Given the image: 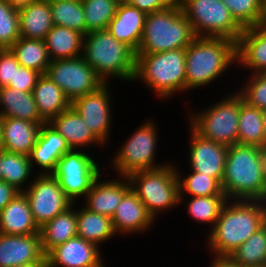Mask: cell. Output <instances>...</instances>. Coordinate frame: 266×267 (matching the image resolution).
Returning <instances> with one entry per match:
<instances>
[{"instance_id":"f907efd6","label":"cell","mask_w":266,"mask_h":267,"mask_svg":"<svg viewBox=\"0 0 266 267\" xmlns=\"http://www.w3.org/2000/svg\"><path fill=\"white\" fill-rule=\"evenodd\" d=\"M17 267H47V263H34L24 266H17Z\"/></svg>"},{"instance_id":"bcb514c9","label":"cell","mask_w":266,"mask_h":267,"mask_svg":"<svg viewBox=\"0 0 266 267\" xmlns=\"http://www.w3.org/2000/svg\"><path fill=\"white\" fill-rule=\"evenodd\" d=\"M18 193L12 185L0 181V210H2Z\"/></svg>"},{"instance_id":"4316f807","label":"cell","mask_w":266,"mask_h":267,"mask_svg":"<svg viewBox=\"0 0 266 267\" xmlns=\"http://www.w3.org/2000/svg\"><path fill=\"white\" fill-rule=\"evenodd\" d=\"M0 116L46 123L40 117L32 92H22L7 86L0 88Z\"/></svg>"},{"instance_id":"db71d44e","label":"cell","mask_w":266,"mask_h":267,"mask_svg":"<svg viewBox=\"0 0 266 267\" xmlns=\"http://www.w3.org/2000/svg\"><path fill=\"white\" fill-rule=\"evenodd\" d=\"M263 225L266 227V200H264V221H263Z\"/></svg>"},{"instance_id":"4dcf8cb0","label":"cell","mask_w":266,"mask_h":267,"mask_svg":"<svg viewBox=\"0 0 266 267\" xmlns=\"http://www.w3.org/2000/svg\"><path fill=\"white\" fill-rule=\"evenodd\" d=\"M115 235L110 217L92 212L83 206L77 209V236L100 247L102 242H107Z\"/></svg>"},{"instance_id":"7bdbcfd3","label":"cell","mask_w":266,"mask_h":267,"mask_svg":"<svg viewBox=\"0 0 266 267\" xmlns=\"http://www.w3.org/2000/svg\"><path fill=\"white\" fill-rule=\"evenodd\" d=\"M19 66L20 64L10 48L0 49V88L13 82L15 69H18Z\"/></svg>"},{"instance_id":"83f0119b","label":"cell","mask_w":266,"mask_h":267,"mask_svg":"<svg viewBox=\"0 0 266 267\" xmlns=\"http://www.w3.org/2000/svg\"><path fill=\"white\" fill-rule=\"evenodd\" d=\"M75 204L40 227L41 247L45 255L57 245L77 236Z\"/></svg>"},{"instance_id":"2e32d148","label":"cell","mask_w":266,"mask_h":267,"mask_svg":"<svg viewBox=\"0 0 266 267\" xmlns=\"http://www.w3.org/2000/svg\"><path fill=\"white\" fill-rule=\"evenodd\" d=\"M100 250L96 244L75 236L45 255L47 267H97L104 262Z\"/></svg>"},{"instance_id":"f6af8a7d","label":"cell","mask_w":266,"mask_h":267,"mask_svg":"<svg viewBox=\"0 0 266 267\" xmlns=\"http://www.w3.org/2000/svg\"><path fill=\"white\" fill-rule=\"evenodd\" d=\"M123 2L137 7L146 14L175 6L177 0H122Z\"/></svg>"},{"instance_id":"3957f363","label":"cell","mask_w":266,"mask_h":267,"mask_svg":"<svg viewBox=\"0 0 266 267\" xmlns=\"http://www.w3.org/2000/svg\"><path fill=\"white\" fill-rule=\"evenodd\" d=\"M235 63L236 42L221 37L197 36L186 47V91L210 85Z\"/></svg>"},{"instance_id":"9c48e42d","label":"cell","mask_w":266,"mask_h":267,"mask_svg":"<svg viewBox=\"0 0 266 267\" xmlns=\"http://www.w3.org/2000/svg\"><path fill=\"white\" fill-rule=\"evenodd\" d=\"M179 5L196 36L221 37L237 43L243 32L221 0H180Z\"/></svg>"},{"instance_id":"f35d334b","label":"cell","mask_w":266,"mask_h":267,"mask_svg":"<svg viewBox=\"0 0 266 267\" xmlns=\"http://www.w3.org/2000/svg\"><path fill=\"white\" fill-rule=\"evenodd\" d=\"M187 201V212L189 215L199 223H209L211 225L210 231L214 228V225L219 218L223 205L228 200L226 195H212V196H200L190 197Z\"/></svg>"},{"instance_id":"cb8c5ba5","label":"cell","mask_w":266,"mask_h":267,"mask_svg":"<svg viewBox=\"0 0 266 267\" xmlns=\"http://www.w3.org/2000/svg\"><path fill=\"white\" fill-rule=\"evenodd\" d=\"M0 233L6 235L40 233V228L33 219L29 201L23 192L18 193L0 210Z\"/></svg>"},{"instance_id":"f1b7e54d","label":"cell","mask_w":266,"mask_h":267,"mask_svg":"<svg viewBox=\"0 0 266 267\" xmlns=\"http://www.w3.org/2000/svg\"><path fill=\"white\" fill-rule=\"evenodd\" d=\"M20 37L44 40L54 26L50 1L37 0L19 11Z\"/></svg>"},{"instance_id":"8fae6325","label":"cell","mask_w":266,"mask_h":267,"mask_svg":"<svg viewBox=\"0 0 266 267\" xmlns=\"http://www.w3.org/2000/svg\"><path fill=\"white\" fill-rule=\"evenodd\" d=\"M85 149H71L58 161L52 175L58 180L65 195L73 202L85 197L101 175L97 161Z\"/></svg>"},{"instance_id":"c3c4849f","label":"cell","mask_w":266,"mask_h":267,"mask_svg":"<svg viewBox=\"0 0 266 267\" xmlns=\"http://www.w3.org/2000/svg\"><path fill=\"white\" fill-rule=\"evenodd\" d=\"M7 1L14 10L19 12L20 10L27 8L37 0H7Z\"/></svg>"},{"instance_id":"74e56055","label":"cell","mask_w":266,"mask_h":267,"mask_svg":"<svg viewBox=\"0 0 266 267\" xmlns=\"http://www.w3.org/2000/svg\"><path fill=\"white\" fill-rule=\"evenodd\" d=\"M230 257L241 267L266 264V227H260Z\"/></svg>"},{"instance_id":"d6986e66","label":"cell","mask_w":266,"mask_h":267,"mask_svg":"<svg viewBox=\"0 0 266 267\" xmlns=\"http://www.w3.org/2000/svg\"><path fill=\"white\" fill-rule=\"evenodd\" d=\"M100 177L83 198L86 200L85 208L112 218L123 196L131 189V184L127 176H118L120 180L115 178L105 181L100 180Z\"/></svg>"},{"instance_id":"8992f818","label":"cell","mask_w":266,"mask_h":267,"mask_svg":"<svg viewBox=\"0 0 266 267\" xmlns=\"http://www.w3.org/2000/svg\"><path fill=\"white\" fill-rule=\"evenodd\" d=\"M196 37L178 2L175 6L146 15L137 53H158L186 48Z\"/></svg>"},{"instance_id":"680465c9","label":"cell","mask_w":266,"mask_h":267,"mask_svg":"<svg viewBox=\"0 0 266 267\" xmlns=\"http://www.w3.org/2000/svg\"><path fill=\"white\" fill-rule=\"evenodd\" d=\"M106 265L104 263H101L99 266L97 267H105Z\"/></svg>"},{"instance_id":"603a6c76","label":"cell","mask_w":266,"mask_h":267,"mask_svg":"<svg viewBox=\"0 0 266 267\" xmlns=\"http://www.w3.org/2000/svg\"><path fill=\"white\" fill-rule=\"evenodd\" d=\"M27 120L2 117L3 150L29 156L37 142L41 125Z\"/></svg>"},{"instance_id":"60d3db41","label":"cell","mask_w":266,"mask_h":267,"mask_svg":"<svg viewBox=\"0 0 266 267\" xmlns=\"http://www.w3.org/2000/svg\"><path fill=\"white\" fill-rule=\"evenodd\" d=\"M19 38V12L7 0H0V49L10 48Z\"/></svg>"},{"instance_id":"7c38bea8","label":"cell","mask_w":266,"mask_h":267,"mask_svg":"<svg viewBox=\"0 0 266 267\" xmlns=\"http://www.w3.org/2000/svg\"><path fill=\"white\" fill-rule=\"evenodd\" d=\"M45 75L62 89L70 102L104 84L82 56L51 61Z\"/></svg>"},{"instance_id":"5b68a950","label":"cell","mask_w":266,"mask_h":267,"mask_svg":"<svg viewBox=\"0 0 266 267\" xmlns=\"http://www.w3.org/2000/svg\"><path fill=\"white\" fill-rule=\"evenodd\" d=\"M186 48L158 53H136L134 81H142L158 98L186 92Z\"/></svg>"},{"instance_id":"e0dca14e","label":"cell","mask_w":266,"mask_h":267,"mask_svg":"<svg viewBox=\"0 0 266 267\" xmlns=\"http://www.w3.org/2000/svg\"><path fill=\"white\" fill-rule=\"evenodd\" d=\"M47 263L41 247V236L0 233V267H17Z\"/></svg>"},{"instance_id":"11a10c76","label":"cell","mask_w":266,"mask_h":267,"mask_svg":"<svg viewBox=\"0 0 266 267\" xmlns=\"http://www.w3.org/2000/svg\"><path fill=\"white\" fill-rule=\"evenodd\" d=\"M0 168H1V151H0ZM2 171H1V169H0V181H2Z\"/></svg>"},{"instance_id":"7dc6e473","label":"cell","mask_w":266,"mask_h":267,"mask_svg":"<svg viewBox=\"0 0 266 267\" xmlns=\"http://www.w3.org/2000/svg\"><path fill=\"white\" fill-rule=\"evenodd\" d=\"M210 267H241L230 256H213Z\"/></svg>"},{"instance_id":"30bf717a","label":"cell","mask_w":266,"mask_h":267,"mask_svg":"<svg viewBox=\"0 0 266 267\" xmlns=\"http://www.w3.org/2000/svg\"><path fill=\"white\" fill-rule=\"evenodd\" d=\"M151 120V121H150ZM148 119L133 131L132 135L124 141L118 152L112 157L111 166L115 176H129L131 173L160 168L167 163L158 165L155 162L157 150V125L155 120ZM153 122V123H152ZM155 162V163H154Z\"/></svg>"},{"instance_id":"ffe728a7","label":"cell","mask_w":266,"mask_h":267,"mask_svg":"<svg viewBox=\"0 0 266 267\" xmlns=\"http://www.w3.org/2000/svg\"><path fill=\"white\" fill-rule=\"evenodd\" d=\"M71 150L66 140L49 123L41 125L37 142L29 155L32 168L38 165L39 174H52L57 161ZM35 163V164H34Z\"/></svg>"},{"instance_id":"5bb4252c","label":"cell","mask_w":266,"mask_h":267,"mask_svg":"<svg viewBox=\"0 0 266 267\" xmlns=\"http://www.w3.org/2000/svg\"><path fill=\"white\" fill-rule=\"evenodd\" d=\"M109 85V83L103 84L95 92L75 98L71 102L72 108L83 118L87 127L105 145L110 140L112 127L111 99L113 98Z\"/></svg>"},{"instance_id":"d6a6232c","label":"cell","mask_w":266,"mask_h":267,"mask_svg":"<svg viewBox=\"0 0 266 267\" xmlns=\"http://www.w3.org/2000/svg\"><path fill=\"white\" fill-rule=\"evenodd\" d=\"M20 66L45 74L51 60L44 40L20 37L11 47Z\"/></svg>"},{"instance_id":"681fc988","label":"cell","mask_w":266,"mask_h":267,"mask_svg":"<svg viewBox=\"0 0 266 267\" xmlns=\"http://www.w3.org/2000/svg\"><path fill=\"white\" fill-rule=\"evenodd\" d=\"M259 26L266 28V0H263V14Z\"/></svg>"},{"instance_id":"4fadbf2b","label":"cell","mask_w":266,"mask_h":267,"mask_svg":"<svg viewBox=\"0 0 266 267\" xmlns=\"http://www.w3.org/2000/svg\"><path fill=\"white\" fill-rule=\"evenodd\" d=\"M36 175L23 193L29 201L33 219L40 228L64 212L73 202L65 195L52 174Z\"/></svg>"},{"instance_id":"6f0895ef","label":"cell","mask_w":266,"mask_h":267,"mask_svg":"<svg viewBox=\"0 0 266 267\" xmlns=\"http://www.w3.org/2000/svg\"><path fill=\"white\" fill-rule=\"evenodd\" d=\"M249 267H266V264H263V265H254V266H249Z\"/></svg>"},{"instance_id":"9a60e30c","label":"cell","mask_w":266,"mask_h":267,"mask_svg":"<svg viewBox=\"0 0 266 267\" xmlns=\"http://www.w3.org/2000/svg\"><path fill=\"white\" fill-rule=\"evenodd\" d=\"M189 128L191 133L189 134L191 136L189 138L190 149H188L190 171L209 175L222 183L228 146L205 139L191 127Z\"/></svg>"},{"instance_id":"ab89813d","label":"cell","mask_w":266,"mask_h":267,"mask_svg":"<svg viewBox=\"0 0 266 267\" xmlns=\"http://www.w3.org/2000/svg\"><path fill=\"white\" fill-rule=\"evenodd\" d=\"M235 21L244 29L258 26L263 14V0H221Z\"/></svg>"},{"instance_id":"52a82bcc","label":"cell","mask_w":266,"mask_h":267,"mask_svg":"<svg viewBox=\"0 0 266 267\" xmlns=\"http://www.w3.org/2000/svg\"><path fill=\"white\" fill-rule=\"evenodd\" d=\"M176 167L167 162L160 168L137 171L128 176L131 189L154 220L158 219V213L180 205Z\"/></svg>"},{"instance_id":"f5cc1de1","label":"cell","mask_w":266,"mask_h":267,"mask_svg":"<svg viewBox=\"0 0 266 267\" xmlns=\"http://www.w3.org/2000/svg\"><path fill=\"white\" fill-rule=\"evenodd\" d=\"M1 123H2V117L0 116V151L3 150Z\"/></svg>"},{"instance_id":"7402d4cb","label":"cell","mask_w":266,"mask_h":267,"mask_svg":"<svg viewBox=\"0 0 266 267\" xmlns=\"http://www.w3.org/2000/svg\"><path fill=\"white\" fill-rule=\"evenodd\" d=\"M237 64L253 73H266V28H244L236 43Z\"/></svg>"},{"instance_id":"277c9868","label":"cell","mask_w":266,"mask_h":267,"mask_svg":"<svg viewBox=\"0 0 266 267\" xmlns=\"http://www.w3.org/2000/svg\"><path fill=\"white\" fill-rule=\"evenodd\" d=\"M82 57L104 84H108L111 77L134 82L136 53L114 38L108 29L91 31L84 36Z\"/></svg>"},{"instance_id":"816d5d0a","label":"cell","mask_w":266,"mask_h":267,"mask_svg":"<svg viewBox=\"0 0 266 267\" xmlns=\"http://www.w3.org/2000/svg\"><path fill=\"white\" fill-rule=\"evenodd\" d=\"M262 122H263V129H264V133H265V136H266V110H263L262 111Z\"/></svg>"},{"instance_id":"484cf974","label":"cell","mask_w":266,"mask_h":267,"mask_svg":"<svg viewBox=\"0 0 266 267\" xmlns=\"http://www.w3.org/2000/svg\"><path fill=\"white\" fill-rule=\"evenodd\" d=\"M32 93L40 117L46 123L71 106L62 89L45 74L38 78Z\"/></svg>"},{"instance_id":"8d00e7d4","label":"cell","mask_w":266,"mask_h":267,"mask_svg":"<svg viewBox=\"0 0 266 267\" xmlns=\"http://www.w3.org/2000/svg\"><path fill=\"white\" fill-rule=\"evenodd\" d=\"M122 0H82L86 34L108 28Z\"/></svg>"},{"instance_id":"b9f144b4","label":"cell","mask_w":266,"mask_h":267,"mask_svg":"<svg viewBox=\"0 0 266 267\" xmlns=\"http://www.w3.org/2000/svg\"><path fill=\"white\" fill-rule=\"evenodd\" d=\"M246 81L237 92L249 106L266 110V73L250 74Z\"/></svg>"},{"instance_id":"6da1fadb","label":"cell","mask_w":266,"mask_h":267,"mask_svg":"<svg viewBox=\"0 0 266 267\" xmlns=\"http://www.w3.org/2000/svg\"><path fill=\"white\" fill-rule=\"evenodd\" d=\"M221 186L227 199L266 200L264 148L240 143L229 146Z\"/></svg>"},{"instance_id":"836d02e7","label":"cell","mask_w":266,"mask_h":267,"mask_svg":"<svg viewBox=\"0 0 266 267\" xmlns=\"http://www.w3.org/2000/svg\"><path fill=\"white\" fill-rule=\"evenodd\" d=\"M2 181L12 185L19 192H23L31 183L26 184L33 176V168L29 156L1 151ZM26 185L24 188L23 185ZM28 185V186H27Z\"/></svg>"},{"instance_id":"ac0fdd59","label":"cell","mask_w":266,"mask_h":267,"mask_svg":"<svg viewBox=\"0 0 266 267\" xmlns=\"http://www.w3.org/2000/svg\"><path fill=\"white\" fill-rule=\"evenodd\" d=\"M112 223L116 234H139L149 231L155 220L148 213L146 206L130 189L118 204L113 215ZM139 232V233H138Z\"/></svg>"},{"instance_id":"ee69618b","label":"cell","mask_w":266,"mask_h":267,"mask_svg":"<svg viewBox=\"0 0 266 267\" xmlns=\"http://www.w3.org/2000/svg\"><path fill=\"white\" fill-rule=\"evenodd\" d=\"M41 74L35 70L19 66L15 69L13 82H10L7 87H11L22 92H33L36 82Z\"/></svg>"},{"instance_id":"e575fe53","label":"cell","mask_w":266,"mask_h":267,"mask_svg":"<svg viewBox=\"0 0 266 267\" xmlns=\"http://www.w3.org/2000/svg\"><path fill=\"white\" fill-rule=\"evenodd\" d=\"M176 174L179 184L180 205L187 200L185 193L190 194V197L225 195L221 183L216 178L195 171L184 176L180 169L178 171V167Z\"/></svg>"},{"instance_id":"44dd1931","label":"cell","mask_w":266,"mask_h":267,"mask_svg":"<svg viewBox=\"0 0 266 267\" xmlns=\"http://www.w3.org/2000/svg\"><path fill=\"white\" fill-rule=\"evenodd\" d=\"M146 13L123 1L108 25V31L118 41L129 46L135 53L141 43Z\"/></svg>"},{"instance_id":"f546056e","label":"cell","mask_w":266,"mask_h":267,"mask_svg":"<svg viewBox=\"0 0 266 267\" xmlns=\"http://www.w3.org/2000/svg\"><path fill=\"white\" fill-rule=\"evenodd\" d=\"M84 35L67 27L54 25L44 41L51 61L82 56Z\"/></svg>"},{"instance_id":"9f6ffc18","label":"cell","mask_w":266,"mask_h":267,"mask_svg":"<svg viewBox=\"0 0 266 267\" xmlns=\"http://www.w3.org/2000/svg\"><path fill=\"white\" fill-rule=\"evenodd\" d=\"M264 157H265V172H266V148L264 149Z\"/></svg>"},{"instance_id":"ba28073f","label":"cell","mask_w":266,"mask_h":267,"mask_svg":"<svg viewBox=\"0 0 266 267\" xmlns=\"http://www.w3.org/2000/svg\"><path fill=\"white\" fill-rule=\"evenodd\" d=\"M239 113L240 94L236 91L200 112L188 113V122L201 137L229 147L238 143Z\"/></svg>"},{"instance_id":"7a4b0ae2","label":"cell","mask_w":266,"mask_h":267,"mask_svg":"<svg viewBox=\"0 0 266 267\" xmlns=\"http://www.w3.org/2000/svg\"><path fill=\"white\" fill-rule=\"evenodd\" d=\"M263 221L264 201L228 199L208 235L206 247L215 256H230L263 226Z\"/></svg>"},{"instance_id":"1f68e13d","label":"cell","mask_w":266,"mask_h":267,"mask_svg":"<svg viewBox=\"0 0 266 267\" xmlns=\"http://www.w3.org/2000/svg\"><path fill=\"white\" fill-rule=\"evenodd\" d=\"M262 110L249 106L240 95L238 143L266 148Z\"/></svg>"},{"instance_id":"d4e9b609","label":"cell","mask_w":266,"mask_h":267,"mask_svg":"<svg viewBox=\"0 0 266 267\" xmlns=\"http://www.w3.org/2000/svg\"><path fill=\"white\" fill-rule=\"evenodd\" d=\"M49 124L66 140L71 149H87L93 145L101 148L104 145L72 106L53 118Z\"/></svg>"},{"instance_id":"d590c367","label":"cell","mask_w":266,"mask_h":267,"mask_svg":"<svg viewBox=\"0 0 266 267\" xmlns=\"http://www.w3.org/2000/svg\"><path fill=\"white\" fill-rule=\"evenodd\" d=\"M54 25L63 26L86 35L82 0L50 1Z\"/></svg>"}]
</instances>
